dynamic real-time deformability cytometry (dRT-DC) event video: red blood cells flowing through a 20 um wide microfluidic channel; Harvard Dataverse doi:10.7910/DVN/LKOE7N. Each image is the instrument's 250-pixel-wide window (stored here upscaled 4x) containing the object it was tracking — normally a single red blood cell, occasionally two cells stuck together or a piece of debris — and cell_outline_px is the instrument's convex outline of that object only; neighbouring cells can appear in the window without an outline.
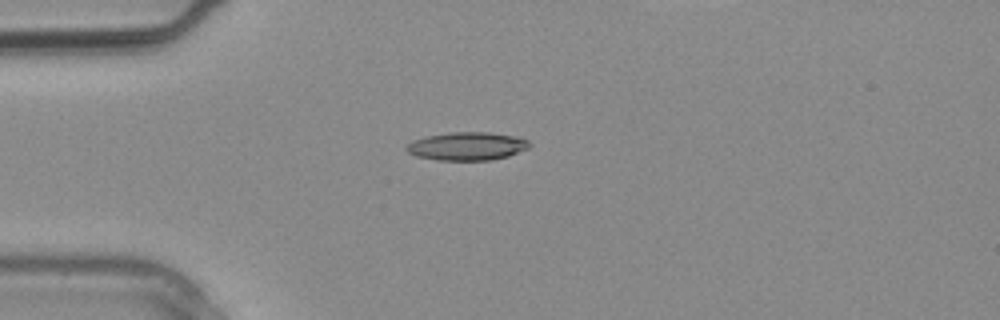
{"species": "common noctule bat (a hibernating species)", "species_latin": "Nyctalus noctula", "temperature_condition": "warm", "stored_images_in_passage": 2, "camera_frame_rate_fps": 3000, "um_per_image_px": 0.085, "animal": {"sex": "male", "body_mass_g": 20.4}, "frame": {"image": 1, "passage_image": 2, "time_ms": 0.333, "image_size_px": [1000, 320], "cell_outline_px": [[532, 144], [528, 148], [508, 156], [492, 160], [440, 160], [416, 156], [408, 152], [404, 148], [412, 140], [424, 136], [448, 132], [488, 132], [516, 136], [528, 140]], "centroid_in_image_um": [39.69, 12.41], "position_along_channel_um": 45.3, "area_um2": 20.35}}